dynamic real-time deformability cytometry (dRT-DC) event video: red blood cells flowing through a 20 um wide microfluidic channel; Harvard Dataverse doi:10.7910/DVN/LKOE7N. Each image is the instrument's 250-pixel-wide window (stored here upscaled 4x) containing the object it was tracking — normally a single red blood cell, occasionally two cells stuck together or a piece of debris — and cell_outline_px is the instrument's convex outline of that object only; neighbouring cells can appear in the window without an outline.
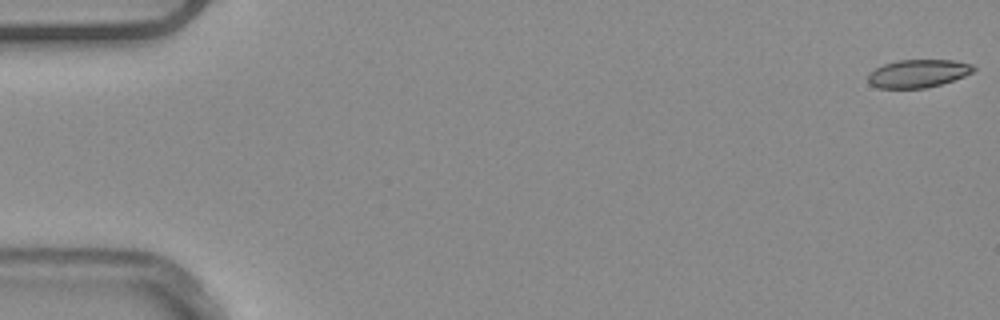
{"species": "common noctule bat (a hibernating species)", "species_latin": "Nyctalus noctula", "temperature_condition": "warm", "stored_images_in_passage": 53, "camera_frame_rate_fps": 3000, "um_per_image_px": 0.085, "animal": {"sex": "male", "body_mass_g": 20.4}, "frame": {"image": 1, "passage_image": 1, "time_ms": 0.0, "image_size_px": [1000, 320], "cell_outline_px": [[976, 68], [972, 72], [964, 76], [940, 84], [924, 88], [876, 88], [868, 84], [868, 72], [884, 64], [896, 60], [952, 60], [972, 64]], "centroid_in_image_um": [77.99, 6.24], "position_along_channel_um": 7.0, "area_um2": 17.22}}
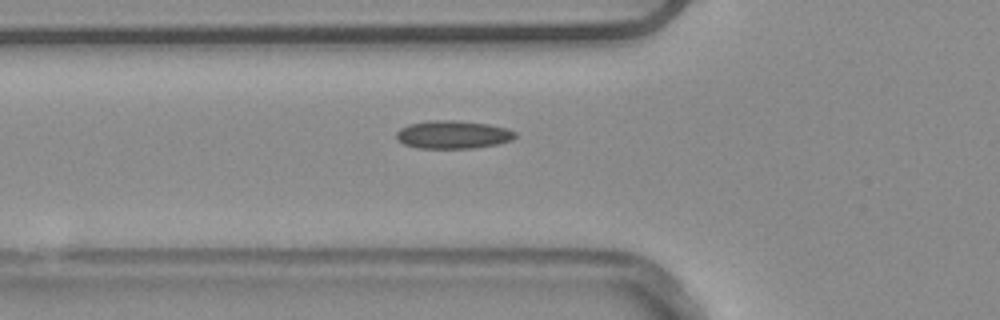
{"frame": {"image": 2, "passage_image": 19, "time_ms": 6.0, "image_size_px": [1000, 320], "cell_outline_px": [[516, 136], [512, 140], [496, 144], [472, 148], [420, 148], [404, 144], [396, 140], [396, 132], [400, 128], [408, 124], [432, 120], [452, 120], [488, 124], [504, 128], [516, 132]], "centroid_in_image_um": [38.46, 11.44], "position_along_channel_um": 87.3, "area_um2": 19.31}}
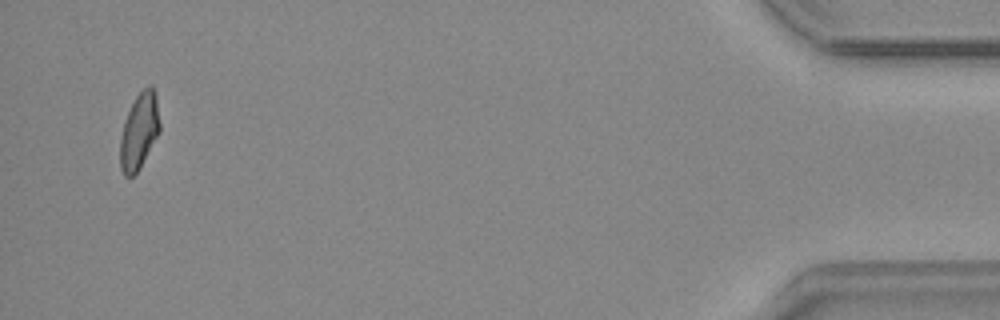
{"frame": {"image": 3, "passage_image": 51, "time_ms": 16.667, "image_size_px": [1000, 320], "cell_outline_px": [[160, 132], [140, 168], [132, 176], [124, 176], [120, 168], [120, 136], [124, 120], [136, 96], [148, 84], [152, 84], [156, 92], [160, 124]], "centroid_in_image_um": [11.84, 11.13], "position_along_channel_um": 423.4, "area_um2": 17.8}, "authors_computed_cell_mechanics": {"area_um2": 18.1492, "velocity_mm_per_s": 3.9133, "shape_relaxation_time_tau1_ms": null, "shape_relaxation_time_tau2_ms": 1.9307, "deformation_change_tau1": null, "deformation_change_tau2": 0.0878}}